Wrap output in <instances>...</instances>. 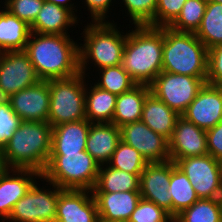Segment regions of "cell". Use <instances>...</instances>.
<instances>
[{
  "mask_svg": "<svg viewBox=\"0 0 222 222\" xmlns=\"http://www.w3.org/2000/svg\"><path fill=\"white\" fill-rule=\"evenodd\" d=\"M24 51L40 80L69 78L80 73L79 44L70 35L31 32Z\"/></svg>",
  "mask_w": 222,
  "mask_h": 222,
  "instance_id": "obj_1",
  "label": "cell"
},
{
  "mask_svg": "<svg viewBox=\"0 0 222 222\" xmlns=\"http://www.w3.org/2000/svg\"><path fill=\"white\" fill-rule=\"evenodd\" d=\"M218 164H219V169H220V174H221V180H222V157L218 159Z\"/></svg>",
  "mask_w": 222,
  "mask_h": 222,
  "instance_id": "obj_43",
  "label": "cell"
},
{
  "mask_svg": "<svg viewBox=\"0 0 222 222\" xmlns=\"http://www.w3.org/2000/svg\"><path fill=\"white\" fill-rule=\"evenodd\" d=\"M40 81L25 51L0 53V99L26 89Z\"/></svg>",
  "mask_w": 222,
  "mask_h": 222,
  "instance_id": "obj_11",
  "label": "cell"
},
{
  "mask_svg": "<svg viewBox=\"0 0 222 222\" xmlns=\"http://www.w3.org/2000/svg\"><path fill=\"white\" fill-rule=\"evenodd\" d=\"M70 10L65 7L44 1L34 23L30 26L31 32L52 35H70L67 30L79 23Z\"/></svg>",
  "mask_w": 222,
  "mask_h": 222,
  "instance_id": "obj_22",
  "label": "cell"
},
{
  "mask_svg": "<svg viewBox=\"0 0 222 222\" xmlns=\"http://www.w3.org/2000/svg\"><path fill=\"white\" fill-rule=\"evenodd\" d=\"M194 34L208 50L222 44V4L207 1L201 24Z\"/></svg>",
  "mask_w": 222,
  "mask_h": 222,
  "instance_id": "obj_29",
  "label": "cell"
},
{
  "mask_svg": "<svg viewBox=\"0 0 222 222\" xmlns=\"http://www.w3.org/2000/svg\"><path fill=\"white\" fill-rule=\"evenodd\" d=\"M181 116L204 130L216 126L222 121V87L205 83Z\"/></svg>",
  "mask_w": 222,
  "mask_h": 222,
  "instance_id": "obj_15",
  "label": "cell"
},
{
  "mask_svg": "<svg viewBox=\"0 0 222 222\" xmlns=\"http://www.w3.org/2000/svg\"><path fill=\"white\" fill-rule=\"evenodd\" d=\"M134 29L127 32L121 65L137 84L150 85L162 72L164 27Z\"/></svg>",
  "mask_w": 222,
  "mask_h": 222,
  "instance_id": "obj_3",
  "label": "cell"
},
{
  "mask_svg": "<svg viewBox=\"0 0 222 222\" xmlns=\"http://www.w3.org/2000/svg\"><path fill=\"white\" fill-rule=\"evenodd\" d=\"M119 128L121 140L140 152L148 163L170 160L168 139L151 130L143 121Z\"/></svg>",
  "mask_w": 222,
  "mask_h": 222,
  "instance_id": "obj_12",
  "label": "cell"
},
{
  "mask_svg": "<svg viewBox=\"0 0 222 222\" xmlns=\"http://www.w3.org/2000/svg\"><path fill=\"white\" fill-rule=\"evenodd\" d=\"M168 192L172 197L173 219L199 199L187 176L172 160H170V184Z\"/></svg>",
  "mask_w": 222,
  "mask_h": 222,
  "instance_id": "obj_27",
  "label": "cell"
},
{
  "mask_svg": "<svg viewBox=\"0 0 222 222\" xmlns=\"http://www.w3.org/2000/svg\"><path fill=\"white\" fill-rule=\"evenodd\" d=\"M150 86L137 84L131 90L117 95L112 123L117 127L140 121L146 96L150 93Z\"/></svg>",
  "mask_w": 222,
  "mask_h": 222,
  "instance_id": "obj_24",
  "label": "cell"
},
{
  "mask_svg": "<svg viewBox=\"0 0 222 222\" xmlns=\"http://www.w3.org/2000/svg\"><path fill=\"white\" fill-rule=\"evenodd\" d=\"M22 120L11 108L7 99H0V151L7 144Z\"/></svg>",
  "mask_w": 222,
  "mask_h": 222,
  "instance_id": "obj_37",
  "label": "cell"
},
{
  "mask_svg": "<svg viewBox=\"0 0 222 222\" xmlns=\"http://www.w3.org/2000/svg\"><path fill=\"white\" fill-rule=\"evenodd\" d=\"M170 184V160L148 163L139 176L141 198L162 207L172 217V197L168 192Z\"/></svg>",
  "mask_w": 222,
  "mask_h": 222,
  "instance_id": "obj_16",
  "label": "cell"
},
{
  "mask_svg": "<svg viewBox=\"0 0 222 222\" xmlns=\"http://www.w3.org/2000/svg\"><path fill=\"white\" fill-rule=\"evenodd\" d=\"M31 34L30 26L8 10H0V53L24 51Z\"/></svg>",
  "mask_w": 222,
  "mask_h": 222,
  "instance_id": "obj_25",
  "label": "cell"
},
{
  "mask_svg": "<svg viewBox=\"0 0 222 222\" xmlns=\"http://www.w3.org/2000/svg\"><path fill=\"white\" fill-rule=\"evenodd\" d=\"M87 85L85 92L86 119L91 123H111L117 95L103 90L93 83L90 84V89Z\"/></svg>",
  "mask_w": 222,
  "mask_h": 222,
  "instance_id": "obj_26",
  "label": "cell"
},
{
  "mask_svg": "<svg viewBox=\"0 0 222 222\" xmlns=\"http://www.w3.org/2000/svg\"><path fill=\"white\" fill-rule=\"evenodd\" d=\"M112 0H85L88 11H90L92 21L101 22L106 21L107 12L110 9Z\"/></svg>",
  "mask_w": 222,
  "mask_h": 222,
  "instance_id": "obj_41",
  "label": "cell"
},
{
  "mask_svg": "<svg viewBox=\"0 0 222 222\" xmlns=\"http://www.w3.org/2000/svg\"><path fill=\"white\" fill-rule=\"evenodd\" d=\"M108 164L131 174H141L148 162L135 148L120 140Z\"/></svg>",
  "mask_w": 222,
  "mask_h": 222,
  "instance_id": "obj_31",
  "label": "cell"
},
{
  "mask_svg": "<svg viewBox=\"0 0 222 222\" xmlns=\"http://www.w3.org/2000/svg\"><path fill=\"white\" fill-rule=\"evenodd\" d=\"M121 140L120 128L111 123H91L86 140V151L101 166L108 164Z\"/></svg>",
  "mask_w": 222,
  "mask_h": 222,
  "instance_id": "obj_20",
  "label": "cell"
},
{
  "mask_svg": "<svg viewBox=\"0 0 222 222\" xmlns=\"http://www.w3.org/2000/svg\"><path fill=\"white\" fill-rule=\"evenodd\" d=\"M85 75L49 80L50 108L48 123L54 127L86 119Z\"/></svg>",
  "mask_w": 222,
  "mask_h": 222,
  "instance_id": "obj_7",
  "label": "cell"
},
{
  "mask_svg": "<svg viewBox=\"0 0 222 222\" xmlns=\"http://www.w3.org/2000/svg\"><path fill=\"white\" fill-rule=\"evenodd\" d=\"M92 193L100 222H128L141 199L140 191Z\"/></svg>",
  "mask_w": 222,
  "mask_h": 222,
  "instance_id": "obj_19",
  "label": "cell"
},
{
  "mask_svg": "<svg viewBox=\"0 0 222 222\" xmlns=\"http://www.w3.org/2000/svg\"><path fill=\"white\" fill-rule=\"evenodd\" d=\"M206 83L222 87V44L208 50Z\"/></svg>",
  "mask_w": 222,
  "mask_h": 222,
  "instance_id": "obj_39",
  "label": "cell"
},
{
  "mask_svg": "<svg viewBox=\"0 0 222 222\" xmlns=\"http://www.w3.org/2000/svg\"><path fill=\"white\" fill-rule=\"evenodd\" d=\"M106 166V167H105ZM109 166L99 167L98 179L92 192L139 191V176Z\"/></svg>",
  "mask_w": 222,
  "mask_h": 222,
  "instance_id": "obj_28",
  "label": "cell"
},
{
  "mask_svg": "<svg viewBox=\"0 0 222 222\" xmlns=\"http://www.w3.org/2000/svg\"><path fill=\"white\" fill-rule=\"evenodd\" d=\"M45 0H5L4 9L31 26Z\"/></svg>",
  "mask_w": 222,
  "mask_h": 222,
  "instance_id": "obj_36",
  "label": "cell"
},
{
  "mask_svg": "<svg viewBox=\"0 0 222 222\" xmlns=\"http://www.w3.org/2000/svg\"><path fill=\"white\" fill-rule=\"evenodd\" d=\"M169 141L170 160L208 154L206 130L180 116Z\"/></svg>",
  "mask_w": 222,
  "mask_h": 222,
  "instance_id": "obj_18",
  "label": "cell"
},
{
  "mask_svg": "<svg viewBox=\"0 0 222 222\" xmlns=\"http://www.w3.org/2000/svg\"><path fill=\"white\" fill-rule=\"evenodd\" d=\"M175 165L187 176L199 199H221L222 180L218 159L205 154L178 159Z\"/></svg>",
  "mask_w": 222,
  "mask_h": 222,
  "instance_id": "obj_10",
  "label": "cell"
},
{
  "mask_svg": "<svg viewBox=\"0 0 222 222\" xmlns=\"http://www.w3.org/2000/svg\"><path fill=\"white\" fill-rule=\"evenodd\" d=\"M116 27L108 21L90 22L85 26L84 45H79L80 73L87 74L89 61L98 66V70L122 64L127 33L121 34Z\"/></svg>",
  "mask_w": 222,
  "mask_h": 222,
  "instance_id": "obj_4",
  "label": "cell"
},
{
  "mask_svg": "<svg viewBox=\"0 0 222 222\" xmlns=\"http://www.w3.org/2000/svg\"><path fill=\"white\" fill-rule=\"evenodd\" d=\"M127 14L134 26L149 25L155 27L157 0H122Z\"/></svg>",
  "mask_w": 222,
  "mask_h": 222,
  "instance_id": "obj_34",
  "label": "cell"
},
{
  "mask_svg": "<svg viewBox=\"0 0 222 222\" xmlns=\"http://www.w3.org/2000/svg\"><path fill=\"white\" fill-rule=\"evenodd\" d=\"M100 165L85 150L79 153H51L39 179L61 189L90 190L95 187Z\"/></svg>",
  "mask_w": 222,
  "mask_h": 222,
  "instance_id": "obj_6",
  "label": "cell"
},
{
  "mask_svg": "<svg viewBox=\"0 0 222 222\" xmlns=\"http://www.w3.org/2000/svg\"><path fill=\"white\" fill-rule=\"evenodd\" d=\"M55 222H100L92 191L63 189L57 201Z\"/></svg>",
  "mask_w": 222,
  "mask_h": 222,
  "instance_id": "obj_14",
  "label": "cell"
},
{
  "mask_svg": "<svg viewBox=\"0 0 222 222\" xmlns=\"http://www.w3.org/2000/svg\"><path fill=\"white\" fill-rule=\"evenodd\" d=\"M208 49L191 32L164 27L162 71L207 79Z\"/></svg>",
  "mask_w": 222,
  "mask_h": 222,
  "instance_id": "obj_5",
  "label": "cell"
},
{
  "mask_svg": "<svg viewBox=\"0 0 222 222\" xmlns=\"http://www.w3.org/2000/svg\"><path fill=\"white\" fill-rule=\"evenodd\" d=\"M11 170V171H10ZM13 172V173H12ZM12 173V175L10 174ZM41 173L32 169L2 168L0 170V221L5 222Z\"/></svg>",
  "mask_w": 222,
  "mask_h": 222,
  "instance_id": "obj_17",
  "label": "cell"
},
{
  "mask_svg": "<svg viewBox=\"0 0 222 222\" xmlns=\"http://www.w3.org/2000/svg\"><path fill=\"white\" fill-rule=\"evenodd\" d=\"M173 222H222L220 199H198L177 215Z\"/></svg>",
  "mask_w": 222,
  "mask_h": 222,
  "instance_id": "obj_30",
  "label": "cell"
},
{
  "mask_svg": "<svg viewBox=\"0 0 222 222\" xmlns=\"http://www.w3.org/2000/svg\"><path fill=\"white\" fill-rule=\"evenodd\" d=\"M52 126L48 122L22 121L0 151L4 168L32 169L43 173L51 154Z\"/></svg>",
  "mask_w": 222,
  "mask_h": 222,
  "instance_id": "obj_2",
  "label": "cell"
},
{
  "mask_svg": "<svg viewBox=\"0 0 222 222\" xmlns=\"http://www.w3.org/2000/svg\"><path fill=\"white\" fill-rule=\"evenodd\" d=\"M128 222H173V218L162 207L141 198Z\"/></svg>",
  "mask_w": 222,
  "mask_h": 222,
  "instance_id": "obj_35",
  "label": "cell"
},
{
  "mask_svg": "<svg viewBox=\"0 0 222 222\" xmlns=\"http://www.w3.org/2000/svg\"><path fill=\"white\" fill-rule=\"evenodd\" d=\"M206 4L207 0H186L181 13L169 27L179 32L195 33L201 24Z\"/></svg>",
  "mask_w": 222,
  "mask_h": 222,
  "instance_id": "obj_33",
  "label": "cell"
},
{
  "mask_svg": "<svg viewBox=\"0 0 222 222\" xmlns=\"http://www.w3.org/2000/svg\"><path fill=\"white\" fill-rule=\"evenodd\" d=\"M186 0H157L155 27H169L181 13Z\"/></svg>",
  "mask_w": 222,
  "mask_h": 222,
  "instance_id": "obj_38",
  "label": "cell"
},
{
  "mask_svg": "<svg viewBox=\"0 0 222 222\" xmlns=\"http://www.w3.org/2000/svg\"><path fill=\"white\" fill-rule=\"evenodd\" d=\"M46 182L52 186L53 191L51 186L43 190L35 181L14 205L7 222H55L57 201L63 189L54 183Z\"/></svg>",
  "mask_w": 222,
  "mask_h": 222,
  "instance_id": "obj_9",
  "label": "cell"
},
{
  "mask_svg": "<svg viewBox=\"0 0 222 222\" xmlns=\"http://www.w3.org/2000/svg\"><path fill=\"white\" fill-rule=\"evenodd\" d=\"M207 1H212V2H215V3H220V4H222V0H207Z\"/></svg>",
  "mask_w": 222,
  "mask_h": 222,
  "instance_id": "obj_44",
  "label": "cell"
},
{
  "mask_svg": "<svg viewBox=\"0 0 222 222\" xmlns=\"http://www.w3.org/2000/svg\"><path fill=\"white\" fill-rule=\"evenodd\" d=\"M45 1L65 7L68 10H70L74 15H76L73 10H75L76 9L75 7L77 6H74V3L72 4L71 0H45Z\"/></svg>",
  "mask_w": 222,
  "mask_h": 222,
  "instance_id": "obj_42",
  "label": "cell"
},
{
  "mask_svg": "<svg viewBox=\"0 0 222 222\" xmlns=\"http://www.w3.org/2000/svg\"><path fill=\"white\" fill-rule=\"evenodd\" d=\"M205 83L198 77L162 71L149 86L151 93L181 116Z\"/></svg>",
  "mask_w": 222,
  "mask_h": 222,
  "instance_id": "obj_8",
  "label": "cell"
},
{
  "mask_svg": "<svg viewBox=\"0 0 222 222\" xmlns=\"http://www.w3.org/2000/svg\"><path fill=\"white\" fill-rule=\"evenodd\" d=\"M98 82L94 84L99 88L109 91L110 93L120 95L131 90L137 83L132 77L123 69L122 65H116L99 69Z\"/></svg>",
  "mask_w": 222,
  "mask_h": 222,
  "instance_id": "obj_32",
  "label": "cell"
},
{
  "mask_svg": "<svg viewBox=\"0 0 222 222\" xmlns=\"http://www.w3.org/2000/svg\"><path fill=\"white\" fill-rule=\"evenodd\" d=\"M87 119L52 127L51 153H79L86 150L90 129Z\"/></svg>",
  "mask_w": 222,
  "mask_h": 222,
  "instance_id": "obj_21",
  "label": "cell"
},
{
  "mask_svg": "<svg viewBox=\"0 0 222 222\" xmlns=\"http://www.w3.org/2000/svg\"><path fill=\"white\" fill-rule=\"evenodd\" d=\"M207 150L215 159L222 157V121L206 130Z\"/></svg>",
  "mask_w": 222,
  "mask_h": 222,
  "instance_id": "obj_40",
  "label": "cell"
},
{
  "mask_svg": "<svg viewBox=\"0 0 222 222\" xmlns=\"http://www.w3.org/2000/svg\"><path fill=\"white\" fill-rule=\"evenodd\" d=\"M11 108L22 121L48 122L50 108L49 81L38 83L12 94Z\"/></svg>",
  "mask_w": 222,
  "mask_h": 222,
  "instance_id": "obj_13",
  "label": "cell"
},
{
  "mask_svg": "<svg viewBox=\"0 0 222 222\" xmlns=\"http://www.w3.org/2000/svg\"><path fill=\"white\" fill-rule=\"evenodd\" d=\"M180 115L168 107L153 93H149L144 101L141 121L151 130L168 140L172 136L177 119Z\"/></svg>",
  "mask_w": 222,
  "mask_h": 222,
  "instance_id": "obj_23",
  "label": "cell"
}]
</instances>
